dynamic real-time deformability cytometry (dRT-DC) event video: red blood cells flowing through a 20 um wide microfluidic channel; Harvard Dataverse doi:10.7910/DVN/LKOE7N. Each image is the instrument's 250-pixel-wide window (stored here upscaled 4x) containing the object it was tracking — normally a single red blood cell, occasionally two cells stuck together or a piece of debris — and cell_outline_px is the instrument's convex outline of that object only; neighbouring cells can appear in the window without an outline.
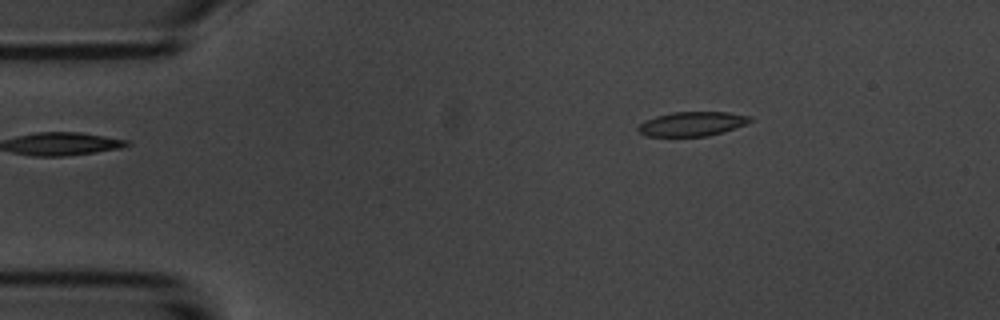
{"species": "common noctule bat (a hibernating species)", "species_latin": "Nyctalus noctula", "temperature_condition": "room temperature", "stored_images_in_passage": 2, "camera_frame_rate_fps": 3000, "um_per_image_px": 0.085, "animal": {"sex": "male", "body_mass_g": 20.1, "forearm_length_mm": 53.5}, "frame": {"image": 1, "passage_image": 2, "time_ms": 1.0, "image_size_px": [1000, 320], "cell_outline_px": [[752, 120], [748, 124], [724, 132], [708, 136], [648, 136], [640, 132], [636, 128], [644, 120], [656, 116], [672, 112], [728, 112], [748, 116]], "centroid_in_image_um": [58.84, 10.53], "position_along_channel_um": 26.2, "area_um2": 15.9}}